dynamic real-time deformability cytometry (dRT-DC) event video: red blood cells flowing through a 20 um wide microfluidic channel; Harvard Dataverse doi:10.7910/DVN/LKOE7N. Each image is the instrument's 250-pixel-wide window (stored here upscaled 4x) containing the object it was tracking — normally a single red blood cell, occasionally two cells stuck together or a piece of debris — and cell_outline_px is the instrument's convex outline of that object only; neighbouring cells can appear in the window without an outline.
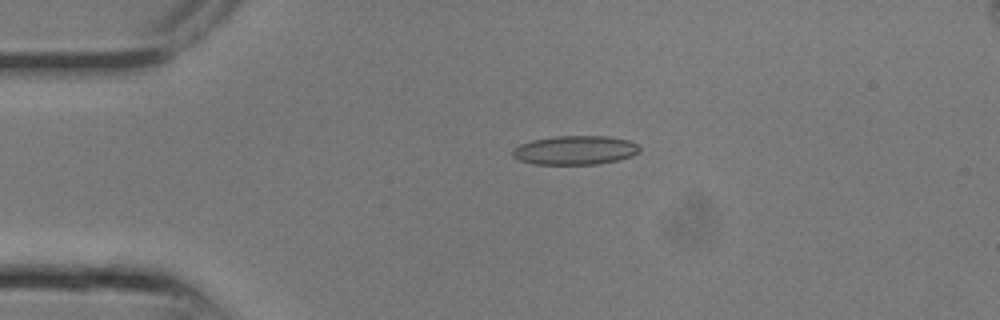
{"species": "common noctule bat (a hibernating species)", "species_latin": "Nyctalus noctula", "temperature_condition": "room temperature", "stored_images_in_passage": 8, "camera_frame_rate_fps": 3000, "um_per_image_px": 0.085, "animal": {"sex": "male", "body_mass_g": 13.3}, "frame": {"image": 1, "passage_image": 6, "time_ms": 1.667, "image_size_px": [1000, 320], "cell_outline_px": [[640, 152], [632, 156], [620, 160], [596, 164], [536, 164], [520, 160], [512, 156], [512, 148], [520, 144], [532, 140], [556, 136], [608, 136], [628, 140], [636, 144], [640, 148]], "centroid_in_image_um": [48.89, 12.76], "position_along_channel_um": 36.1, "area_um2": 21.5}}